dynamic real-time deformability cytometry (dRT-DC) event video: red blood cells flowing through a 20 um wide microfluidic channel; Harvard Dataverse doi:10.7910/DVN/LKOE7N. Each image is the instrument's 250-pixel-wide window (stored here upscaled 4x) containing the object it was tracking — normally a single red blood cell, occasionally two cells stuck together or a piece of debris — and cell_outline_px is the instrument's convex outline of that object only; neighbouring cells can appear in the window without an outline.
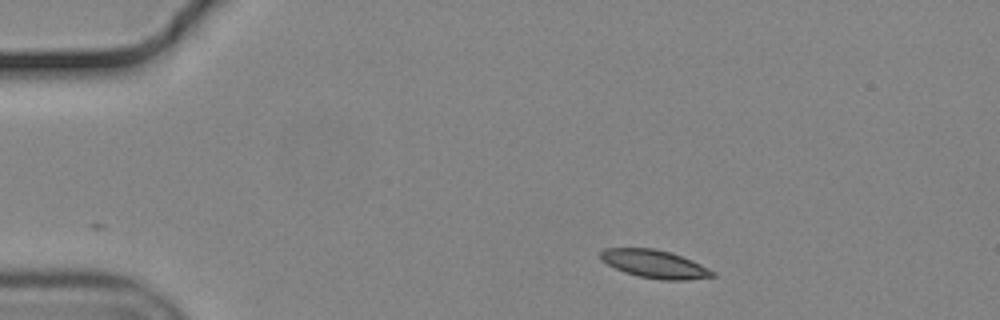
{"species": "common noctule bat (a hibernating species)", "species_latin": "Nyctalus noctula", "temperature_condition": "cold", "stored_images_in_passage": 47, "camera_frame_rate_fps": 3000, "um_per_image_px": 0.085, "animal": {"sex": "male", "body_mass_g": 19.2, "forearm_length_mm": 51.8}, "frame": {"image": 1, "passage_image": 1, "time_ms": 0.0, "image_size_px": [1000, 320], "cell_outline_px": [[716, 276], [684, 280], [660, 280], [640, 276], [624, 272], [600, 260], [600, 252], [604, 248], [652, 248], [668, 252], [692, 260], [716, 272]], "centroid_in_image_um": [55.64, 22.44], "position_along_channel_um": 29.4, "area_um2": 18.15}}
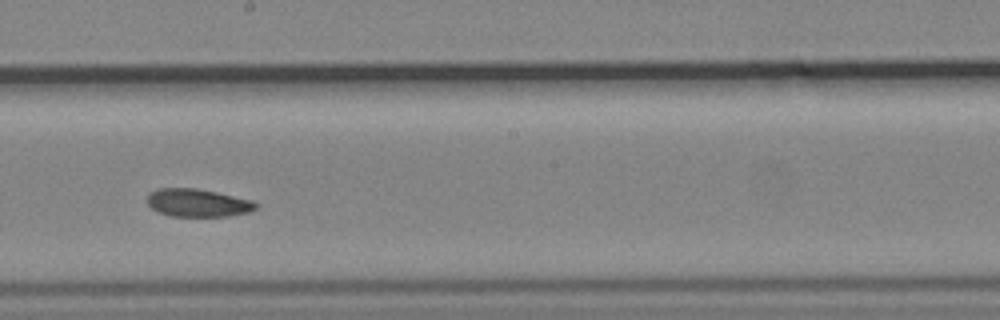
{"frame": {"image": 2, "passage_image": 23, "time_ms": 7.333, "image_size_px": [1000, 320], "cell_outline_px": [[256, 208], [248, 212], [228, 216], [172, 216], [160, 212], [152, 208], [148, 204], [148, 196], [152, 192], [160, 188], [196, 188], [216, 192], [252, 200], [256, 204]], "centroid_in_image_um": [16.81, 17.24], "position_along_channel_um": 231.4, "area_um2": 17.34}}
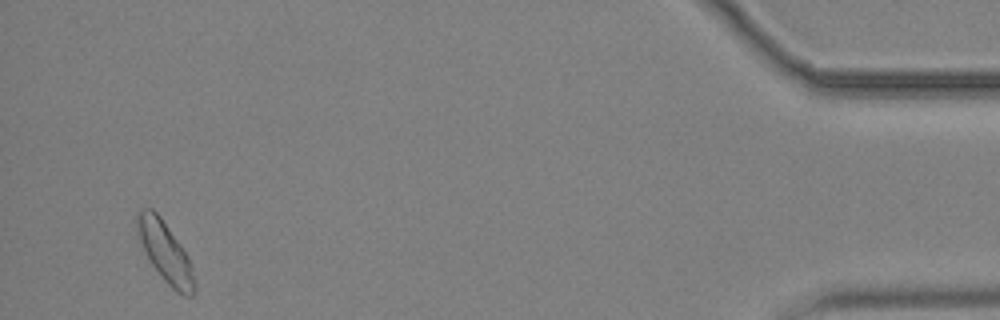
{"frame": {"image": 3, "passage_image": 45, "time_ms": 14.667, "image_size_px": [1000, 320], "cell_outline_px": [[196, 288], [192, 296], [184, 296], [176, 292], [164, 280], [148, 260], [136, 232], [136, 212], [140, 208], [152, 208], [160, 216], [180, 244], [188, 256], [192, 264], [196, 284]], "centroid_in_image_um": [14.04, 21.43], "position_along_channel_um": 421.2, "area_um2": 20.4}, "authors_computed_cell_mechanics": {"area_um2": 18.3226, "velocity_mm_per_s": 3.64, "shape_relaxation_time_tau1_ms": 10.239, "shape_relaxation_time_tau2_ms": null, "deformation_change_tau1": 0.1399, "deformation_change_tau2": null}}